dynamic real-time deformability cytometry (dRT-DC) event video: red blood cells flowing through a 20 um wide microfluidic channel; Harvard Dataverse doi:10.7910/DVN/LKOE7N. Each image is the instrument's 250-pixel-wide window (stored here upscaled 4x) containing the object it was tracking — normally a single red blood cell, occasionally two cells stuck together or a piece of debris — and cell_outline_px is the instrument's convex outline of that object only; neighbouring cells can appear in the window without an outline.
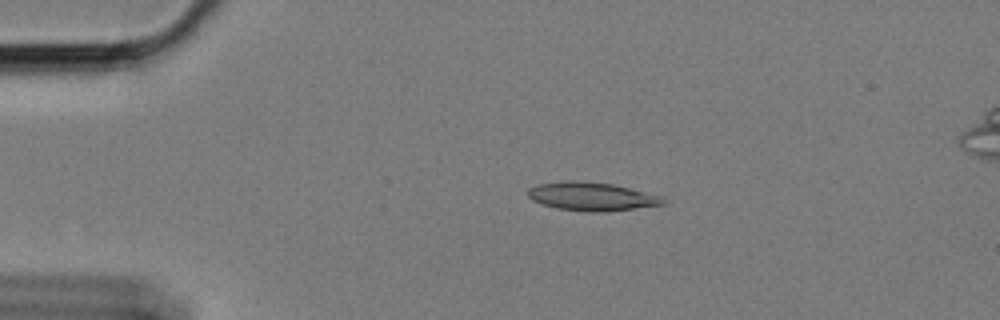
{"species": "Egyptian fruit bat (a non-hibernating species)", "species_latin": "Rousettus aegyptiacus", "temperature_condition": "cold", "stored_images_in_passage": 48, "camera_frame_rate_fps": 3000, "um_per_image_px": 0.085, "animal": {"sex": "female"}, "frame": {"image": 1, "passage_image": 9, "time_ms": 2.667, "image_size_px": [1000, 320], "cell_outline_px": [[668, 200], [664, 204], [632, 208], [592, 212], [556, 208], [532, 200], [528, 196], [528, 188], [536, 184], [568, 180], [572, 180], [612, 184], [660, 196]], "centroid_in_image_um": [50.23, 16.68], "position_along_channel_um": 34.8, "area_um2": 21.91}}
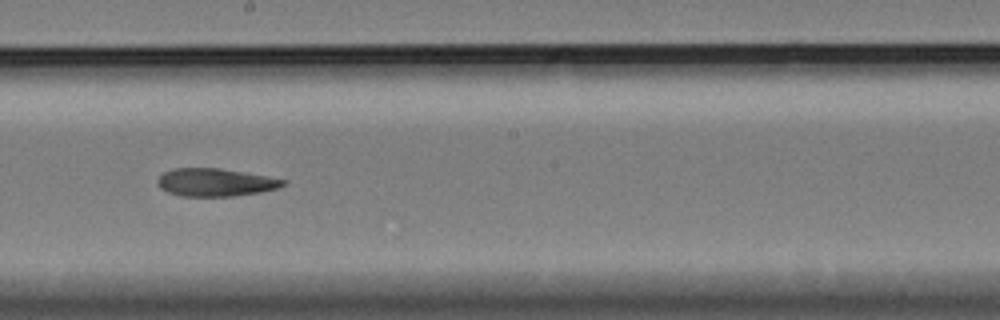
{"frame": {"image": 2, "passage_image": 30, "time_ms": 9.667, "image_size_px": [1000, 320], "cell_outline_px": [[288, 184], [276, 188], [260, 192], [232, 196], [180, 196], [168, 192], [160, 188], [156, 184], [156, 180], [164, 172], [172, 168], [220, 168], [244, 172], [288, 180]], "centroid_in_image_um": [18.29, 15.49], "position_along_channel_um": 229.9, "area_um2": 20.46}}
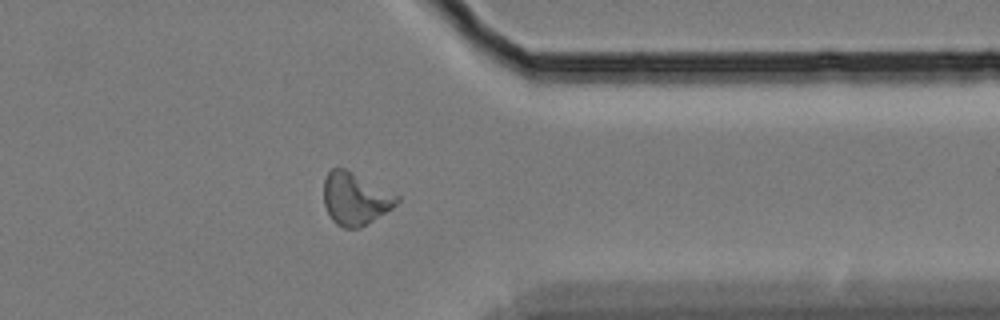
{"frame": {"image": 3, "passage_image": 44, "time_ms": 14.333, "image_size_px": [1000, 320], "cell_outline_px": [[400, 200], [392, 208], [360, 228], [344, 228], [336, 224], [332, 220], [324, 204], [324, 180], [328, 172], [332, 168], [344, 168], [400, 196]], "centroid_in_image_um": [30.19, 16.9], "position_along_channel_um": 381.2, "area_um2": 22.08}, "authors_computed_cell_mechanics": {"area_um2": 21.3571, "velocity_mm_per_s": 3.3833, "shape_relaxation_time_tau1_ms": null, "shape_relaxation_time_tau2_ms": 8.2274, "deformation_change_tau1": null, "deformation_change_tau2": 0.1669}}